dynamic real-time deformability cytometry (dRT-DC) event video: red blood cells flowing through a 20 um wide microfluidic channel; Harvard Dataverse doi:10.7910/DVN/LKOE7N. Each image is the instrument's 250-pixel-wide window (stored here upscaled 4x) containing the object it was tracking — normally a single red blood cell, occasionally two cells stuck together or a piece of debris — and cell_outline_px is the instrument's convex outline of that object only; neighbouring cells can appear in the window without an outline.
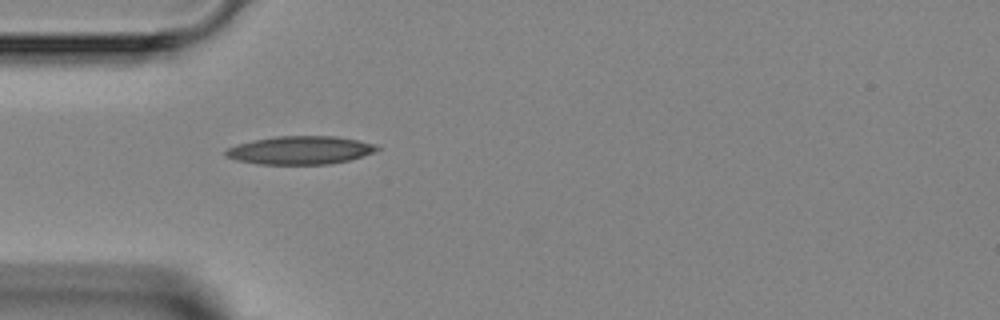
{"species": "Egyptian fruit bat (a non-hibernating species)", "species_latin": "Rousettus aegyptiacus", "temperature_condition": "room temperature", "stored_images_in_passage": 6, "camera_frame_rate_fps": 3000, "um_per_image_px": 0.085, "animal": {"sex": "female"}, "frame": {"image": 1, "passage_image": 5, "time_ms": 4.333, "image_size_px": [1000, 320], "cell_outline_px": [[380, 148], [376, 152], [348, 160], [328, 164], [256, 164], [236, 160], [224, 156], [224, 152], [228, 148], [236, 144], [252, 140], [276, 136], [336, 136], [376, 144]], "centroid_in_image_um": [25.49, 12.76], "position_along_channel_um": 59.5, "area_um2": 24.97}}
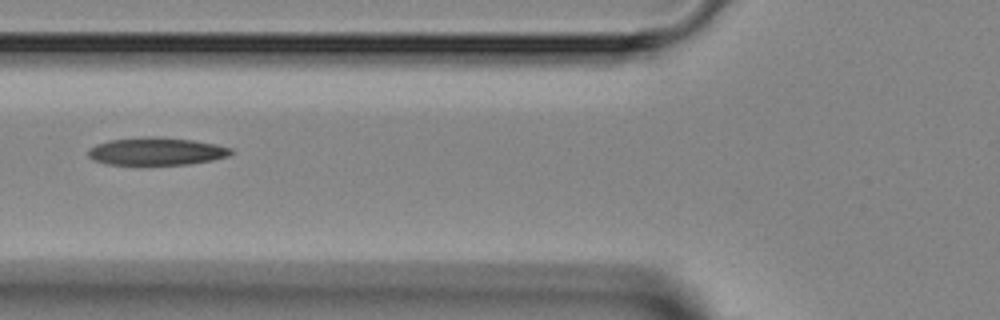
{"frame": {"image": 2, "passage_image": 6, "time_ms": 5.667, "image_size_px": [1000, 320], "cell_outline_px": [[236, 152], [228, 156], [212, 160], [188, 164], [108, 164], [92, 160], [88, 156], [88, 148], [96, 144], [108, 140], [140, 136], [156, 136], [192, 140], [216, 144], [232, 148]], "centroid_in_image_um": [13.29, 12.84], "position_along_channel_um": 112.5, "area_um2": 23.24}}